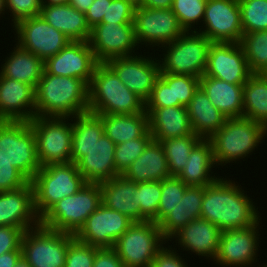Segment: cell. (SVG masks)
Returning a JSON list of instances; mask_svg holds the SVG:
<instances>
[{"label":"cell","instance_id":"41","mask_svg":"<svg viewBox=\"0 0 267 267\" xmlns=\"http://www.w3.org/2000/svg\"><path fill=\"white\" fill-rule=\"evenodd\" d=\"M185 185L177 176H171L161 181V196L157 212V224H159L182 199Z\"/></svg>","mask_w":267,"mask_h":267},{"label":"cell","instance_id":"37","mask_svg":"<svg viewBox=\"0 0 267 267\" xmlns=\"http://www.w3.org/2000/svg\"><path fill=\"white\" fill-rule=\"evenodd\" d=\"M240 44L252 74H267V30L243 33Z\"/></svg>","mask_w":267,"mask_h":267},{"label":"cell","instance_id":"4","mask_svg":"<svg viewBox=\"0 0 267 267\" xmlns=\"http://www.w3.org/2000/svg\"><path fill=\"white\" fill-rule=\"evenodd\" d=\"M89 91V111L98 115L146 112L145 102L133 93L106 64L94 69Z\"/></svg>","mask_w":267,"mask_h":267},{"label":"cell","instance_id":"24","mask_svg":"<svg viewBox=\"0 0 267 267\" xmlns=\"http://www.w3.org/2000/svg\"><path fill=\"white\" fill-rule=\"evenodd\" d=\"M102 192V203L126 215L133 222H146L141 215V205L138 203V183L118 175L108 181L99 183Z\"/></svg>","mask_w":267,"mask_h":267},{"label":"cell","instance_id":"25","mask_svg":"<svg viewBox=\"0 0 267 267\" xmlns=\"http://www.w3.org/2000/svg\"><path fill=\"white\" fill-rule=\"evenodd\" d=\"M149 131L155 141L193 134L187 107L145 108Z\"/></svg>","mask_w":267,"mask_h":267},{"label":"cell","instance_id":"55","mask_svg":"<svg viewBox=\"0 0 267 267\" xmlns=\"http://www.w3.org/2000/svg\"><path fill=\"white\" fill-rule=\"evenodd\" d=\"M94 0H69V4L79 10L80 12L85 13L91 6Z\"/></svg>","mask_w":267,"mask_h":267},{"label":"cell","instance_id":"21","mask_svg":"<svg viewBox=\"0 0 267 267\" xmlns=\"http://www.w3.org/2000/svg\"><path fill=\"white\" fill-rule=\"evenodd\" d=\"M259 223L260 221L246 228L222 231L214 261L224 267L251 265L255 260L259 246L257 243Z\"/></svg>","mask_w":267,"mask_h":267},{"label":"cell","instance_id":"15","mask_svg":"<svg viewBox=\"0 0 267 267\" xmlns=\"http://www.w3.org/2000/svg\"><path fill=\"white\" fill-rule=\"evenodd\" d=\"M88 42L99 63L132 56L138 46L133 23H99L91 28Z\"/></svg>","mask_w":267,"mask_h":267},{"label":"cell","instance_id":"58","mask_svg":"<svg viewBox=\"0 0 267 267\" xmlns=\"http://www.w3.org/2000/svg\"><path fill=\"white\" fill-rule=\"evenodd\" d=\"M14 267H31V266L27 263V261L23 257H21Z\"/></svg>","mask_w":267,"mask_h":267},{"label":"cell","instance_id":"57","mask_svg":"<svg viewBox=\"0 0 267 267\" xmlns=\"http://www.w3.org/2000/svg\"><path fill=\"white\" fill-rule=\"evenodd\" d=\"M129 2L134 8L143 7L144 0H126Z\"/></svg>","mask_w":267,"mask_h":267},{"label":"cell","instance_id":"22","mask_svg":"<svg viewBox=\"0 0 267 267\" xmlns=\"http://www.w3.org/2000/svg\"><path fill=\"white\" fill-rule=\"evenodd\" d=\"M39 224L31 182L16 190L0 192V226L22 228L26 231Z\"/></svg>","mask_w":267,"mask_h":267},{"label":"cell","instance_id":"48","mask_svg":"<svg viewBox=\"0 0 267 267\" xmlns=\"http://www.w3.org/2000/svg\"><path fill=\"white\" fill-rule=\"evenodd\" d=\"M173 107L172 86H168L160 77L154 83L150 98L145 102V108Z\"/></svg>","mask_w":267,"mask_h":267},{"label":"cell","instance_id":"45","mask_svg":"<svg viewBox=\"0 0 267 267\" xmlns=\"http://www.w3.org/2000/svg\"><path fill=\"white\" fill-rule=\"evenodd\" d=\"M135 9L126 0H107V10L101 23H133Z\"/></svg>","mask_w":267,"mask_h":267},{"label":"cell","instance_id":"1","mask_svg":"<svg viewBox=\"0 0 267 267\" xmlns=\"http://www.w3.org/2000/svg\"><path fill=\"white\" fill-rule=\"evenodd\" d=\"M72 118L71 162L85 181L101 183L120 175L114 162L116 144L104 134L101 117L88 111Z\"/></svg>","mask_w":267,"mask_h":267},{"label":"cell","instance_id":"59","mask_svg":"<svg viewBox=\"0 0 267 267\" xmlns=\"http://www.w3.org/2000/svg\"><path fill=\"white\" fill-rule=\"evenodd\" d=\"M6 8V1L0 0V14L3 13L2 11H5Z\"/></svg>","mask_w":267,"mask_h":267},{"label":"cell","instance_id":"44","mask_svg":"<svg viewBox=\"0 0 267 267\" xmlns=\"http://www.w3.org/2000/svg\"><path fill=\"white\" fill-rule=\"evenodd\" d=\"M96 246L82 243L76 238L69 244L65 267H93Z\"/></svg>","mask_w":267,"mask_h":267},{"label":"cell","instance_id":"27","mask_svg":"<svg viewBox=\"0 0 267 267\" xmlns=\"http://www.w3.org/2000/svg\"><path fill=\"white\" fill-rule=\"evenodd\" d=\"M122 175L135 183L162 181L171 177L162 144L152 140Z\"/></svg>","mask_w":267,"mask_h":267},{"label":"cell","instance_id":"10","mask_svg":"<svg viewBox=\"0 0 267 267\" xmlns=\"http://www.w3.org/2000/svg\"><path fill=\"white\" fill-rule=\"evenodd\" d=\"M74 239V234L39 224L24 232L22 257L31 267H65L68 246Z\"/></svg>","mask_w":267,"mask_h":267},{"label":"cell","instance_id":"36","mask_svg":"<svg viewBox=\"0 0 267 267\" xmlns=\"http://www.w3.org/2000/svg\"><path fill=\"white\" fill-rule=\"evenodd\" d=\"M202 140L198 135L191 134L183 137L170 138L160 141L167 158L171 176H178L183 170L192 149Z\"/></svg>","mask_w":267,"mask_h":267},{"label":"cell","instance_id":"47","mask_svg":"<svg viewBox=\"0 0 267 267\" xmlns=\"http://www.w3.org/2000/svg\"><path fill=\"white\" fill-rule=\"evenodd\" d=\"M28 182L14 166L0 158V192L19 189Z\"/></svg>","mask_w":267,"mask_h":267},{"label":"cell","instance_id":"34","mask_svg":"<svg viewBox=\"0 0 267 267\" xmlns=\"http://www.w3.org/2000/svg\"><path fill=\"white\" fill-rule=\"evenodd\" d=\"M10 54L2 65L0 74L36 89L44 71V61L18 44Z\"/></svg>","mask_w":267,"mask_h":267},{"label":"cell","instance_id":"6","mask_svg":"<svg viewBox=\"0 0 267 267\" xmlns=\"http://www.w3.org/2000/svg\"><path fill=\"white\" fill-rule=\"evenodd\" d=\"M34 208L41 218L59 200L78 192L87 182L77 164H50L41 167L31 180Z\"/></svg>","mask_w":267,"mask_h":267},{"label":"cell","instance_id":"28","mask_svg":"<svg viewBox=\"0 0 267 267\" xmlns=\"http://www.w3.org/2000/svg\"><path fill=\"white\" fill-rule=\"evenodd\" d=\"M204 186H188L182 199L158 224L163 238L167 241L192 220L200 218Z\"/></svg>","mask_w":267,"mask_h":267},{"label":"cell","instance_id":"43","mask_svg":"<svg viewBox=\"0 0 267 267\" xmlns=\"http://www.w3.org/2000/svg\"><path fill=\"white\" fill-rule=\"evenodd\" d=\"M160 196L161 181L138 183V203L141 205V215L147 221H154L157 223Z\"/></svg>","mask_w":267,"mask_h":267},{"label":"cell","instance_id":"30","mask_svg":"<svg viewBox=\"0 0 267 267\" xmlns=\"http://www.w3.org/2000/svg\"><path fill=\"white\" fill-rule=\"evenodd\" d=\"M40 15L72 41H89L91 28L85 13L70 4L42 6Z\"/></svg>","mask_w":267,"mask_h":267},{"label":"cell","instance_id":"56","mask_svg":"<svg viewBox=\"0 0 267 267\" xmlns=\"http://www.w3.org/2000/svg\"><path fill=\"white\" fill-rule=\"evenodd\" d=\"M42 6L69 4V0H41Z\"/></svg>","mask_w":267,"mask_h":267},{"label":"cell","instance_id":"39","mask_svg":"<svg viewBox=\"0 0 267 267\" xmlns=\"http://www.w3.org/2000/svg\"><path fill=\"white\" fill-rule=\"evenodd\" d=\"M159 77L172 86L173 106L187 107L200 86V78L194 76L159 73Z\"/></svg>","mask_w":267,"mask_h":267},{"label":"cell","instance_id":"13","mask_svg":"<svg viewBox=\"0 0 267 267\" xmlns=\"http://www.w3.org/2000/svg\"><path fill=\"white\" fill-rule=\"evenodd\" d=\"M133 24L138 45L148 42L153 47L163 46L172 43L185 32L171 8H136Z\"/></svg>","mask_w":267,"mask_h":267},{"label":"cell","instance_id":"40","mask_svg":"<svg viewBox=\"0 0 267 267\" xmlns=\"http://www.w3.org/2000/svg\"><path fill=\"white\" fill-rule=\"evenodd\" d=\"M153 140L148 130L142 137L116 144L114 162L116 171L122 175L125 170L144 152Z\"/></svg>","mask_w":267,"mask_h":267},{"label":"cell","instance_id":"49","mask_svg":"<svg viewBox=\"0 0 267 267\" xmlns=\"http://www.w3.org/2000/svg\"><path fill=\"white\" fill-rule=\"evenodd\" d=\"M24 232L22 228L0 226V255L21 250V240Z\"/></svg>","mask_w":267,"mask_h":267},{"label":"cell","instance_id":"26","mask_svg":"<svg viewBox=\"0 0 267 267\" xmlns=\"http://www.w3.org/2000/svg\"><path fill=\"white\" fill-rule=\"evenodd\" d=\"M221 233L222 230L215 224L198 218L188 223L173 238H178L176 241L180 247H184L183 250H191L196 255L210 257L214 260L218 252Z\"/></svg>","mask_w":267,"mask_h":267},{"label":"cell","instance_id":"7","mask_svg":"<svg viewBox=\"0 0 267 267\" xmlns=\"http://www.w3.org/2000/svg\"><path fill=\"white\" fill-rule=\"evenodd\" d=\"M102 204L99 183H86L78 192L54 204L41 218L40 224L61 232L76 234L86 219Z\"/></svg>","mask_w":267,"mask_h":267},{"label":"cell","instance_id":"2","mask_svg":"<svg viewBox=\"0 0 267 267\" xmlns=\"http://www.w3.org/2000/svg\"><path fill=\"white\" fill-rule=\"evenodd\" d=\"M244 192L239 185L223 178L204 186L200 218L215 224L222 231L255 225L260 216Z\"/></svg>","mask_w":267,"mask_h":267},{"label":"cell","instance_id":"38","mask_svg":"<svg viewBox=\"0 0 267 267\" xmlns=\"http://www.w3.org/2000/svg\"><path fill=\"white\" fill-rule=\"evenodd\" d=\"M243 33L267 30V0H238Z\"/></svg>","mask_w":267,"mask_h":267},{"label":"cell","instance_id":"23","mask_svg":"<svg viewBox=\"0 0 267 267\" xmlns=\"http://www.w3.org/2000/svg\"><path fill=\"white\" fill-rule=\"evenodd\" d=\"M35 116V89L0 74V121H31Z\"/></svg>","mask_w":267,"mask_h":267},{"label":"cell","instance_id":"5","mask_svg":"<svg viewBox=\"0 0 267 267\" xmlns=\"http://www.w3.org/2000/svg\"><path fill=\"white\" fill-rule=\"evenodd\" d=\"M264 136H267V128L261 123L244 117L227 118L224 125L209 139L215 164H227L248 156Z\"/></svg>","mask_w":267,"mask_h":267},{"label":"cell","instance_id":"50","mask_svg":"<svg viewBox=\"0 0 267 267\" xmlns=\"http://www.w3.org/2000/svg\"><path fill=\"white\" fill-rule=\"evenodd\" d=\"M93 267H125L113 247H96Z\"/></svg>","mask_w":267,"mask_h":267},{"label":"cell","instance_id":"31","mask_svg":"<svg viewBox=\"0 0 267 267\" xmlns=\"http://www.w3.org/2000/svg\"><path fill=\"white\" fill-rule=\"evenodd\" d=\"M187 110L194 134L202 139H210L227 119L213 106L200 86L194 92Z\"/></svg>","mask_w":267,"mask_h":267},{"label":"cell","instance_id":"20","mask_svg":"<svg viewBox=\"0 0 267 267\" xmlns=\"http://www.w3.org/2000/svg\"><path fill=\"white\" fill-rule=\"evenodd\" d=\"M139 56L118 57L108 60L106 64L126 87L146 102L151 96L156 79L159 77V61L156 58L152 60L151 57Z\"/></svg>","mask_w":267,"mask_h":267},{"label":"cell","instance_id":"35","mask_svg":"<svg viewBox=\"0 0 267 267\" xmlns=\"http://www.w3.org/2000/svg\"><path fill=\"white\" fill-rule=\"evenodd\" d=\"M243 117L267 128V74H252L244 83Z\"/></svg>","mask_w":267,"mask_h":267},{"label":"cell","instance_id":"33","mask_svg":"<svg viewBox=\"0 0 267 267\" xmlns=\"http://www.w3.org/2000/svg\"><path fill=\"white\" fill-rule=\"evenodd\" d=\"M99 116L104 134L115 144L140 138L149 130V115L146 112Z\"/></svg>","mask_w":267,"mask_h":267},{"label":"cell","instance_id":"9","mask_svg":"<svg viewBox=\"0 0 267 267\" xmlns=\"http://www.w3.org/2000/svg\"><path fill=\"white\" fill-rule=\"evenodd\" d=\"M0 158L31 182L41 166L37 159L36 137L29 121H0Z\"/></svg>","mask_w":267,"mask_h":267},{"label":"cell","instance_id":"53","mask_svg":"<svg viewBox=\"0 0 267 267\" xmlns=\"http://www.w3.org/2000/svg\"><path fill=\"white\" fill-rule=\"evenodd\" d=\"M21 257V250L3 253L2 255H0V267H14Z\"/></svg>","mask_w":267,"mask_h":267},{"label":"cell","instance_id":"54","mask_svg":"<svg viewBox=\"0 0 267 267\" xmlns=\"http://www.w3.org/2000/svg\"><path fill=\"white\" fill-rule=\"evenodd\" d=\"M173 0H144L143 7L169 9L172 7Z\"/></svg>","mask_w":267,"mask_h":267},{"label":"cell","instance_id":"19","mask_svg":"<svg viewBox=\"0 0 267 267\" xmlns=\"http://www.w3.org/2000/svg\"><path fill=\"white\" fill-rule=\"evenodd\" d=\"M98 63L88 41H71L44 61V71L51 75L79 78L89 86Z\"/></svg>","mask_w":267,"mask_h":267},{"label":"cell","instance_id":"17","mask_svg":"<svg viewBox=\"0 0 267 267\" xmlns=\"http://www.w3.org/2000/svg\"><path fill=\"white\" fill-rule=\"evenodd\" d=\"M201 31L212 42L240 43L243 35L238 0H207Z\"/></svg>","mask_w":267,"mask_h":267},{"label":"cell","instance_id":"32","mask_svg":"<svg viewBox=\"0 0 267 267\" xmlns=\"http://www.w3.org/2000/svg\"><path fill=\"white\" fill-rule=\"evenodd\" d=\"M214 165L211 141L202 139L192 149L183 170L177 177L187 186H207L218 179L210 175Z\"/></svg>","mask_w":267,"mask_h":267},{"label":"cell","instance_id":"18","mask_svg":"<svg viewBox=\"0 0 267 267\" xmlns=\"http://www.w3.org/2000/svg\"><path fill=\"white\" fill-rule=\"evenodd\" d=\"M205 76L244 84L252 75L240 43L212 42Z\"/></svg>","mask_w":267,"mask_h":267},{"label":"cell","instance_id":"46","mask_svg":"<svg viewBox=\"0 0 267 267\" xmlns=\"http://www.w3.org/2000/svg\"><path fill=\"white\" fill-rule=\"evenodd\" d=\"M6 8L12 14V21L15 25L22 19L39 16L41 13V0H5Z\"/></svg>","mask_w":267,"mask_h":267},{"label":"cell","instance_id":"16","mask_svg":"<svg viewBox=\"0 0 267 267\" xmlns=\"http://www.w3.org/2000/svg\"><path fill=\"white\" fill-rule=\"evenodd\" d=\"M133 224L126 215L106 207L103 203L89 215L75 238L99 248L114 247L116 241Z\"/></svg>","mask_w":267,"mask_h":267},{"label":"cell","instance_id":"51","mask_svg":"<svg viewBox=\"0 0 267 267\" xmlns=\"http://www.w3.org/2000/svg\"><path fill=\"white\" fill-rule=\"evenodd\" d=\"M168 248H162L152 261L151 267H188L178 253ZM175 251V252H174ZM177 253V254H176Z\"/></svg>","mask_w":267,"mask_h":267},{"label":"cell","instance_id":"3","mask_svg":"<svg viewBox=\"0 0 267 267\" xmlns=\"http://www.w3.org/2000/svg\"><path fill=\"white\" fill-rule=\"evenodd\" d=\"M35 111L36 116L59 118H71L88 112V85L79 78L43 71L35 89Z\"/></svg>","mask_w":267,"mask_h":267},{"label":"cell","instance_id":"14","mask_svg":"<svg viewBox=\"0 0 267 267\" xmlns=\"http://www.w3.org/2000/svg\"><path fill=\"white\" fill-rule=\"evenodd\" d=\"M13 26L18 34L17 44L43 61L56 55L72 41L41 15L22 19Z\"/></svg>","mask_w":267,"mask_h":267},{"label":"cell","instance_id":"8","mask_svg":"<svg viewBox=\"0 0 267 267\" xmlns=\"http://www.w3.org/2000/svg\"><path fill=\"white\" fill-rule=\"evenodd\" d=\"M191 31V33L185 31L172 43L161 46H166L168 49H166L167 52L162 61L158 60L160 61V73L189 75L198 78L204 75L212 41L195 29Z\"/></svg>","mask_w":267,"mask_h":267},{"label":"cell","instance_id":"42","mask_svg":"<svg viewBox=\"0 0 267 267\" xmlns=\"http://www.w3.org/2000/svg\"><path fill=\"white\" fill-rule=\"evenodd\" d=\"M206 2L207 0H173L171 10L184 31L191 32V26L203 19Z\"/></svg>","mask_w":267,"mask_h":267},{"label":"cell","instance_id":"52","mask_svg":"<svg viewBox=\"0 0 267 267\" xmlns=\"http://www.w3.org/2000/svg\"><path fill=\"white\" fill-rule=\"evenodd\" d=\"M107 10V0H94L90 8L85 12L86 20L90 28L102 22Z\"/></svg>","mask_w":267,"mask_h":267},{"label":"cell","instance_id":"11","mask_svg":"<svg viewBox=\"0 0 267 267\" xmlns=\"http://www.w3.org/2000/svg\"><path fill=\"white\" fill-rule=\"evenodd\" d=\"M69 118L35 116L30 122L36 137L37 159L41 167L71 162L72 123Z\"/></svg>","mask_w":267,"mask_h":267},{"label":"cell","instance_id":"29","mask_svg":"<svg viewBox=\"0 0 267 267\" xmlns=\"http://www.w3.org/2000/svg\"><path fill=\"white\" fill-rule=\"evenodd\" d=\"M200 87L206 93L213 106L226 118L243 117L244 84H231L203 75L200 78Z\"/></svg>","mask_w":267,"mask_h":267},{"label":"cell","instance_id":"12","mask_svg":"<svg viewBox=\"0 0 267 267\" xmlns=\"http://www.w3.org/2000/svg\"><path fill=\"white\" fill-rule=\"evenodd\" d=\"M165 241L154 221L133 222L113 248L125 267H151Z\"/></svg>","mask_w":267,"mask_h":267}]
</instances>
